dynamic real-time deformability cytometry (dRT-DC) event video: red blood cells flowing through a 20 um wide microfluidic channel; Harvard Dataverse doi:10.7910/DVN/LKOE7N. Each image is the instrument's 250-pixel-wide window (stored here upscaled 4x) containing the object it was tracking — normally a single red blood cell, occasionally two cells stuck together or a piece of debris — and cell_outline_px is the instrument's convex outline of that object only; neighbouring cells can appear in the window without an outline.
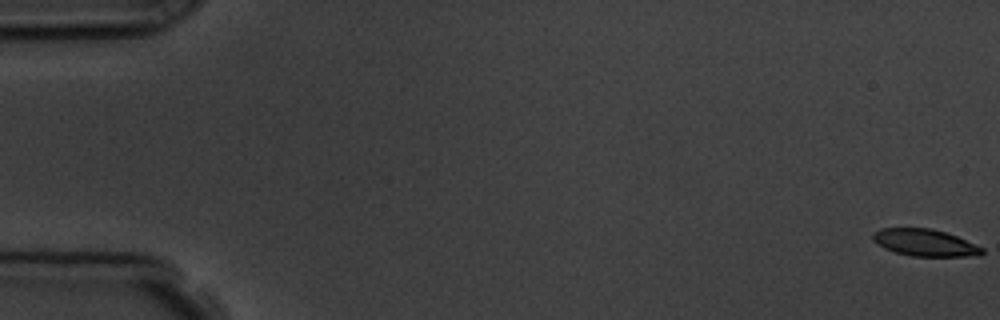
{"species": "common noctule bat (a hibernating species)", "species_latin": "Nyctalus noctula", "temperature_condition": "room temperature", "stored_images_in_passage": 5, "camera_frame_rate_fps": 3000, "um_per_image_px": 0.085, "animal": {"sex": "male", "body_mass_g": 19.5, "forearm_length_mm": 54.6}, "frame": {"image": 1, "passage_image": 1, "time_ms": 0.0, "image_size_px": [1000, 320], "cell_outline_px": [[984, 252], [980, 256], [912, 256], [896, 252], [884, 248], [872, 240], [872, 232], [880, 228], [932, 228], [956, 236], [984, 248]], "centroid_in_image_um": [78.6, 20.62], "position_along_channel_um": 6.4, "area_um2": 17.17}}
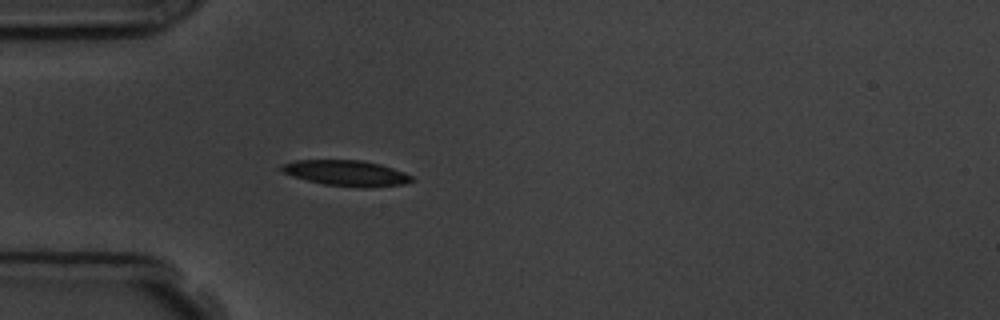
{"frame": {"image": 2, "passage_image": 5, "time_ms": 5.333, "image_size_px": [1000, 320], "cell_outline_px": [[416, 180], [408, 184], [372, 188], [360, 188], [324, 184], [292, 176], [276, 168], [284, 164], [296, 160], [360, 160], [380, 164], [404, 172], [412, 176]], "centroid_in_image_um": [29.5, 14.73], "position_along_channel_um": 55.5, "area_um2": 19.71}}